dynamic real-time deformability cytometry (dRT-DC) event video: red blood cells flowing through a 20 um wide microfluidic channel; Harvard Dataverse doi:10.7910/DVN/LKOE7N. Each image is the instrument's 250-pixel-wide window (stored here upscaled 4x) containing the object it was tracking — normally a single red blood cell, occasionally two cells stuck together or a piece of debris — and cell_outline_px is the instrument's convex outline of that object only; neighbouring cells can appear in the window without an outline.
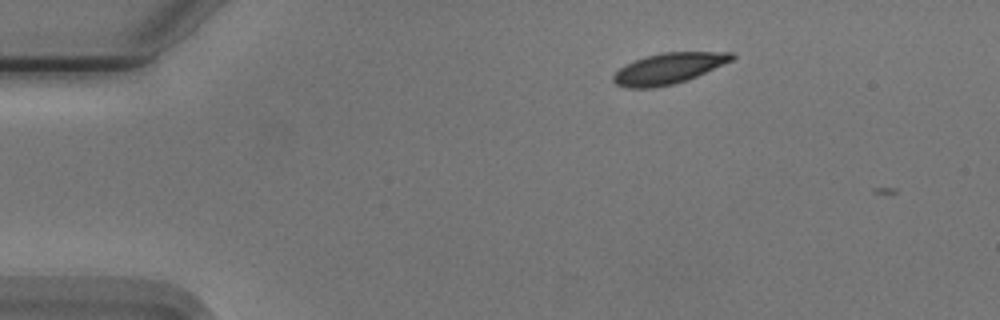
{"species": "Egyptian fruit bat (a non-hibernating species)", "species_latin": "Rousettus aegyptiacus", "temperature_condition": "cold", "stored_images_in_passage": 4, "camera_frame_rate_fps": 3000, "um_per_image_px": 0.085, "animal": {"sex": "male"}, "frame": {"image": 1, "passage_image": 2, "time_ms": 0.333, "image_size_px": [1000, 320], "cell_outline_px": [[736, 56], [732, 60], [696, 76], [672, 84], [652, 88], [624, 88], [616, 84], [612, 80], [612, 76], [620, 68], [644, 56], [660, 52], [732, 52]], "centroid_in_image_um": [56.79, 5.81], "position_along_channel_um": 28.2, "area_um2": 21.04}}